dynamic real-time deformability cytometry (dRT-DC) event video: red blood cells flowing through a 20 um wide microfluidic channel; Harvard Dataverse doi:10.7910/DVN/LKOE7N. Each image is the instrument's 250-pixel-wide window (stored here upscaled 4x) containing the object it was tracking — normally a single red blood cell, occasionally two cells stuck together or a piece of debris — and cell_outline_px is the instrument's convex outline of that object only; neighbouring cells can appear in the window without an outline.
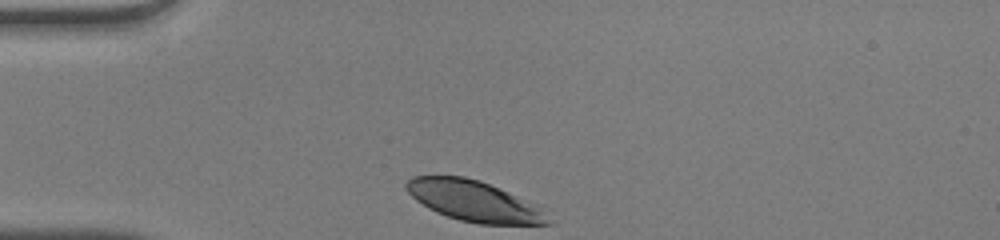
{"species": "human", "species_latin": "Homo sapiens", "temperature_condition": "warm", "stored_images_in_passage": 29, "camera_frame_rate_fps": 3000, "um_per_image_px": 0.085, "donor": {"sex": "male"}, "frame": {"image": 1, "passage_image": 1, "time_ms": 0.0, "image_size_px": [1000, 240], "cell_outline_px": [[552, 224], [480, 224], [460, 220], [436, 212], [428, 208], [416, 200], [404, 188], [404, 184], [412, 176], [464, 176], [480, 180], [548, 208], [552, 220]], "centroid_in_image_um": [40.39, 17.09], "position_along_channel_um": 44.6, "area_um2": 34.1}}
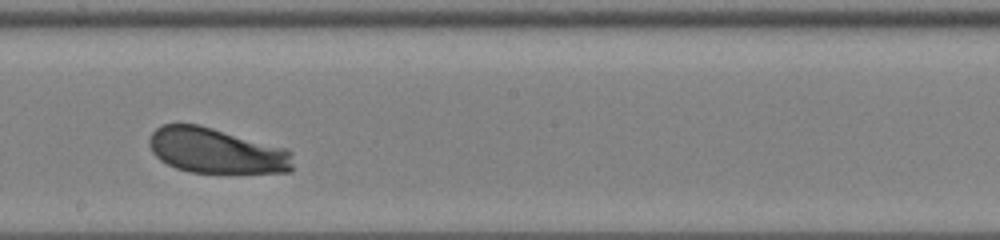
{"frame": {"image": 2, "passage_image": 17, "time_ms": 5.333, "image_size_px": [1000, 240], "cell_outline_px": [[292, 168], [288, 172], [188, 172], [176, 168], [160, 160], [152, 152], [148, 144], [148, 140], [152, 132], [160, 124], [200, 124], [288, 148], [292, 152]], "centroid_in_image_um": [18.37, 12.79], "position_along_channel_um": 229.8, "area_um2": 38.21}}
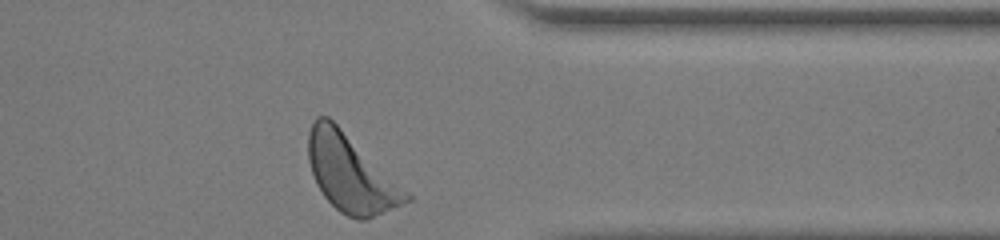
{"frame": {"image": 3, "passage_image": 29, "time_ms": 9.333, "image_size_px": [1000, 240], "cell_outline_px": [[412, 200], [364, 220], [356, 220], [340, 212], [324, 196], [316, 184], [308, 160], [308, 132], [316, 116], [328, 116], [408, 192], [412, 196]], "centroid_in_image_um": [29.78, 14.75], "position_along_channel_um": 381.6, "area_um2": 43.18}, "authors_computed_cell_mechanics": {"area_um2": 38.5526, "velocity_mm_per_s": 4.002, "shape_relaxation_time_tau1_ms": 2.4258, "shape_relaxation_time_tau2_ms": null, "deformation_change_tau1": 0.1361, "deformation_change_tau2": null}}